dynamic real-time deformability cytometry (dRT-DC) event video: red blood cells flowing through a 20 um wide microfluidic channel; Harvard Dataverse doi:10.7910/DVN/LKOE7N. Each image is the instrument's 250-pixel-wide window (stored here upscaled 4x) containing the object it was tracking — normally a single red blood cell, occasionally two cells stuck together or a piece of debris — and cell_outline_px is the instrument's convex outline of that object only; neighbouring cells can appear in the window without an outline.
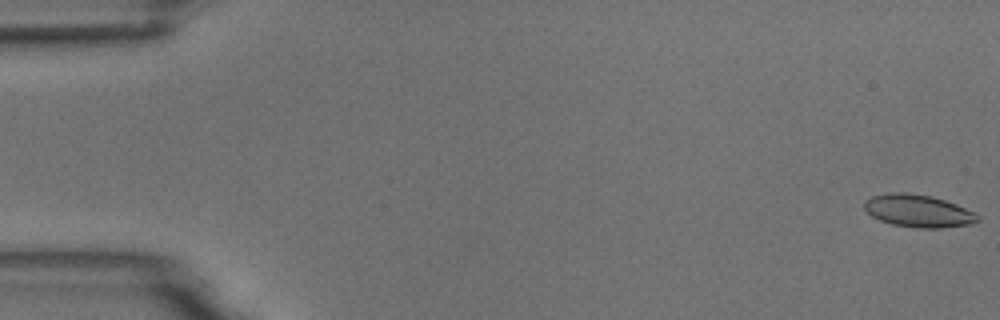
{"species": "common noctule bat (a hibernating species)", "species_latin": "Nyctalus noctula", "temperature_condition": "room temperature", "stored_images_in_passage": 55, "camera_frame_rate_fps": 3000, "um_per_image_px": 0.085, "animal": {"sex": "male", "body_mass_g": 18.8}, "frame": {"image": 1, "passage_image": 1, "time_ms": 0.0, "image_size_px": [1000, 320], "cell_outline_px": [[980, 220], [968, 224], [940, 228], [916, 228], [892, 224], [880, 220], [872, 216], [864, 208], [864, 200], [872, 196], [888, 192], [904, 192], [932, 196], [956, 204], [980, 216]], "centroid_in_image_um": [78.01, 17.92], "position_along_channel_um": 7.0, "area_um2": 21.39}}
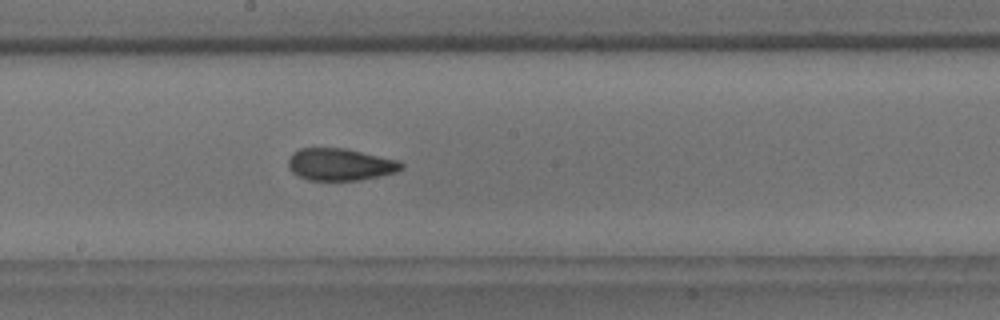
{"frame": {"image": 2, "passage_image": 30, "time_ms": 9.667, "image_size_px": [1000, 320], "cell_outline_px": [[404, 168], [396, 172], [360, 180], [308, 180], [292, 172], [288, 168], [288, 160], [292, 152], [300, 148], [344, 148], [400, 160], [404, 164]], "centroid_in_image_um": [28.92, 13.97], "position_along_channel_um": 219.3, "area_um2": 21.27}}
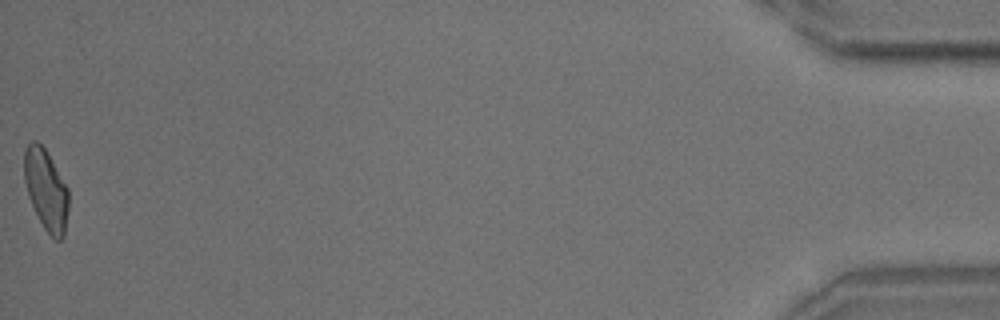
{"frame": {"image": 3, "passage_image": 55, "time_ms": 18.0, "image_size_px": [1000, 320], "cell_outline_px": [[68, 212], [64, 236], [60, 240], [56, 240], [44, 228], [28, 196], [24, 180], [24, 148], [32, 140], [36, 140], [44, 148], [68, 188]], "centroid_in_image_um": [3.91, 16.12], "position_along_channel_um": 431.3, "area_um2": 20.69}, "authors_computed_cell_mechanics": {"area_um2": 21.3282, "velocity_mm_per_s": 3.7175, "shape_relaxation_time_tau1_ms": 4.3988, "shape_relaxation_time_tau2_ms": 2.1183, "deformation_change_tau1": 0.1333, "deformation_change_tau2": 0.0813}}